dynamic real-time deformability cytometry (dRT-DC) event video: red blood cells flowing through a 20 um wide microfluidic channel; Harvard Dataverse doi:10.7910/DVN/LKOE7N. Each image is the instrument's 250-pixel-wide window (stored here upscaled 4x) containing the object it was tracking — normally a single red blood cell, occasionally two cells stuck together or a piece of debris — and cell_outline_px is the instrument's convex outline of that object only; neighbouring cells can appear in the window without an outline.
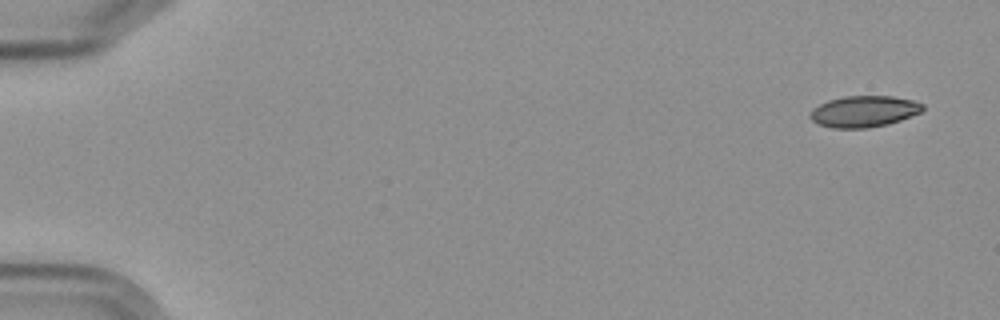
{"species": "Egyptian fruit bat (a non-hibernating species)", "species_latin": "Rousettus aegyptiacus", "temperature_condition": "cold", "stored_images_in_passage": 6, "segment_of_instrument_passage": [1, 2], "camera_frame_rate_fps": 3000, "um_per_image_px": 0.085, "frame": {"image": 1, "passage_image": 1, "time_ms": 0.0, "image_size_px": [1000, 320], "cell_outline_px": [[924, 108], [920, 112], [900, 120], [888, 124], [868, 128], [832, 128], [816, 124], [808, 116], [808, 112], [812, 108], [828, 100], [844, 96], [892, 96], [912, 100], [924, 104]], "centroid_in_image_um": [73.38, 9.47], "position_along_channel_um": 11.6, "area_um2": 20.69}}
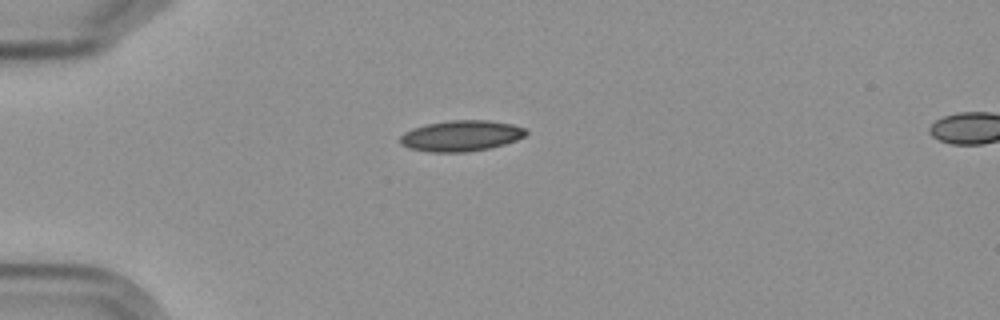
{"frame": {"image": 2, "passage_image": 5, "time_ms": 4.333, "image_size_px": [1000, 320], "cell_outline_px": [[528, 132], [524, 136], [516, 140], [492, 148], [468, 152], [428, 152], [408, 148], [400, 144], [400, 136], [404, 132], [428, 124], [452, 120], [488, 120], [512, 124], [524, 128]], "centroid_in_image_um": [39.2, 11.56], "position_along_channel_um": 45.8, "area_um2": 22.6}}